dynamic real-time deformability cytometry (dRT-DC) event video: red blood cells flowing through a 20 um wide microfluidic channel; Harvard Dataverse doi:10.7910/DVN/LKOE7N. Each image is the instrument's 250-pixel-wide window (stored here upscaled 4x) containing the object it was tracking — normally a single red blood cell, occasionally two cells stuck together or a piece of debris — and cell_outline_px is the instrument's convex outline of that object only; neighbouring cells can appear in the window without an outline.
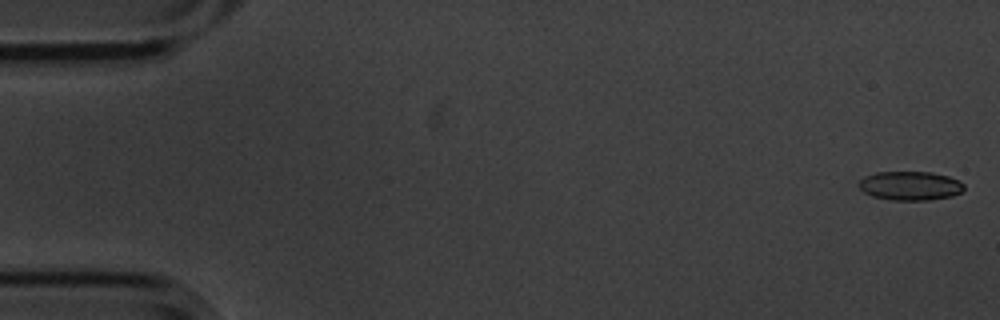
{"species": "common noctule bat (a hibernating species)", "species_latin": "Nyctalus noctula", "temperature_condition": "cold", "stored_images_in_passage": 53, "camera_frame_rate_fps": 3000, "um_per_image_px": 0.085, "animal": {"sex": "male", "body_mass_g": 20.1, "forearm_length_mm": 53.5}, "frame": {"image": 1, "passage_image": 1, "time_ms": 0.0, "image_size_px": [1000, 320], "cell_outline_px": [[964, 188], [960, 192], [952, 196], [928, 200], [892, 200], [872, 196], [864, 192], [856, 184], [864, 176], [876, 172], [932, 172], [948, 176], [960, 180], [964, 184]], "centroid_in_image_um": [77.35, 15.78], "position_along_channel_um": 7.6, "area_um2": 17.86}}
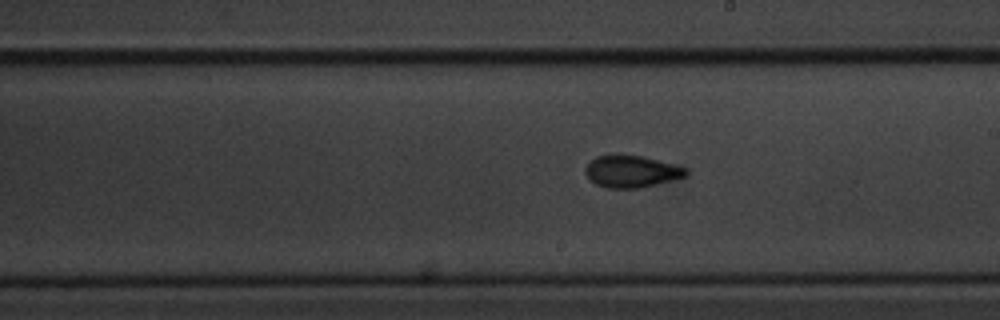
{"frame": {"image": 2, "passage_image": 32, "time_ms": 10.333, "image_size_px": [1000, 320], "cell_outline_px": [[688, 172], [684, 176], [640, 188], [608, 188], [596, 184], [584, 172], [584, 168], [596, 156], [644, 156], [688, 168]], "centroid_in_image_um": [53.67, 14.58], "position_along_channel_um": 235.3, "area_um2": 18.26}}
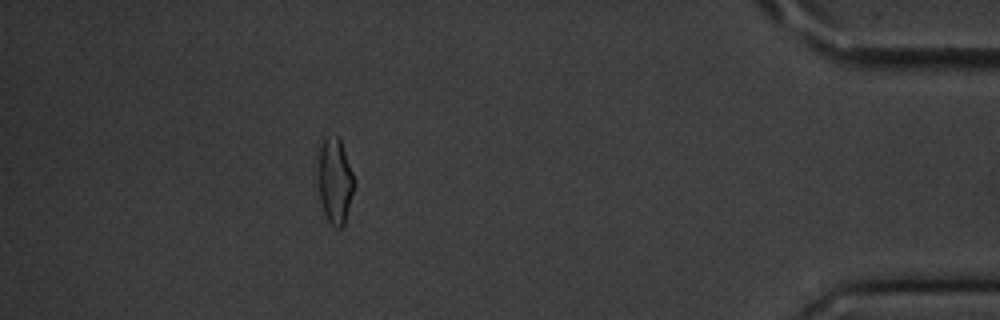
{"frame": {"image": 3, "passage_image": 51, "time_ms": 16.667, "image_size_px": [1000, 320], "cell_outline_px": [[356, 184], [344, 224], [340, 228], [336, 228], [328, 220], [324, 212], [320, 200], [320, 148], [324, 136], [336, 136], [340, 140], [356, 180]], "centroid_in_image_um": [28.52, 15.39], "position_along_channel_um": 406.7, "area_um2": 17.57}, "authors_computed_cell_mechanics": {"area_um2": 17.7446, "velocity_mm_per_s": 3.4974, "shape_relaxation_time_tau1_ms": 5.7429, "shape_relaxation_time_tau2_ms": 2.1059, "deformation_change_tau1": 0.1554, "deformation_change_tau2": 0.0785}}